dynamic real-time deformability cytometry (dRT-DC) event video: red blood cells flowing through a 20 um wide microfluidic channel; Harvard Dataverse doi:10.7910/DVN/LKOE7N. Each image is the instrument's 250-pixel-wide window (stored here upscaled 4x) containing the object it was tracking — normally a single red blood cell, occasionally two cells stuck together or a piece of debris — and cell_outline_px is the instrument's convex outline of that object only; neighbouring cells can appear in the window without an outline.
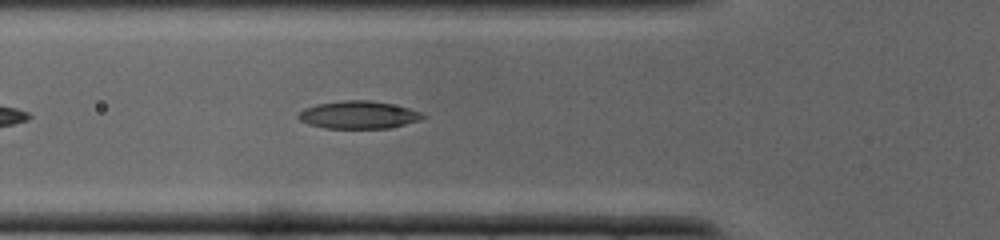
{"species": "common noctule bat (a hibernating species)", "species_latin": "Nyctalus noctula", "temperature_condition": "cold", "stored_images_in_passage": 33, "camera_frame_rate_fps": 3000, "um_per_image_px": 0.085, "animal": {"sex": "male", "body_mass_g": 19.0, "forearm_length_mm": 50.8}, "frame": {"image": 1, "passage_image": 12, "time_ms": 3.667, "image_size_px": [1000, 240], "cell_outline_px": [[428, 116], [420, 120], [388, 128], [324, 128], [308, 124], [300, 120], [296, 116], [304, 108], [316, 104], [344, 100], [368, 100], [392, 104], [408, 108], [420, 112]], "centroid_in_image_um": [30.45, 9.76], "position_along_channel_um": 95.3, "area_um2": 20.0}}
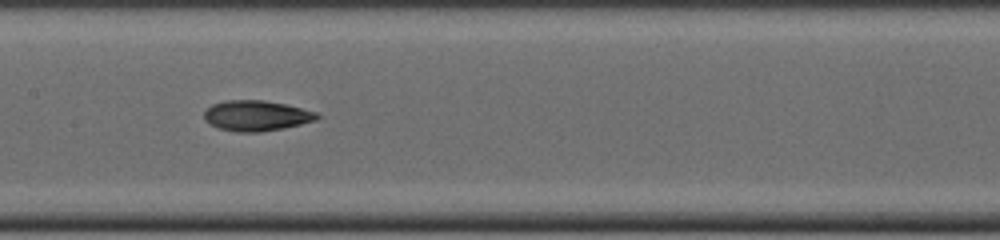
{"frame": {"image": 2, "passage_image": 17, "time_ms": 5.333, "image_size_px": [1000, 240], "cell_outline_px": [[320, 116], [316, 120], [284, 128], [260, 132], [236, 132], [216, 128], [208, 124], [204, 120], [204, 112], [212, 104], [224, 100], [264, 100], [284, 104], [316, 112]], "centroid_in_image_um": [21.73, 9.84], "position_along_channel_um": 185.7, "area_um2": 20.11}}
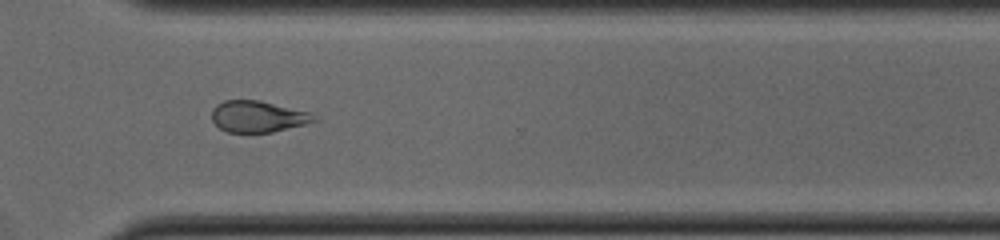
{"frame": {"image": 3, "passage_image": 26, "time_ms": 8.333, "image_size_px": [1000, 240], "cell_outline_px": [[320, 120], [272, 132], [228, 132], [220, 128], [212, 120], [212, 108], [216, 104], [224, 100], [260, 100], [312, 112]], "centroid_in_image_um": [21.95, 9.89], "position_along_channel_um": 348.7, "area_um2": 18.84}}